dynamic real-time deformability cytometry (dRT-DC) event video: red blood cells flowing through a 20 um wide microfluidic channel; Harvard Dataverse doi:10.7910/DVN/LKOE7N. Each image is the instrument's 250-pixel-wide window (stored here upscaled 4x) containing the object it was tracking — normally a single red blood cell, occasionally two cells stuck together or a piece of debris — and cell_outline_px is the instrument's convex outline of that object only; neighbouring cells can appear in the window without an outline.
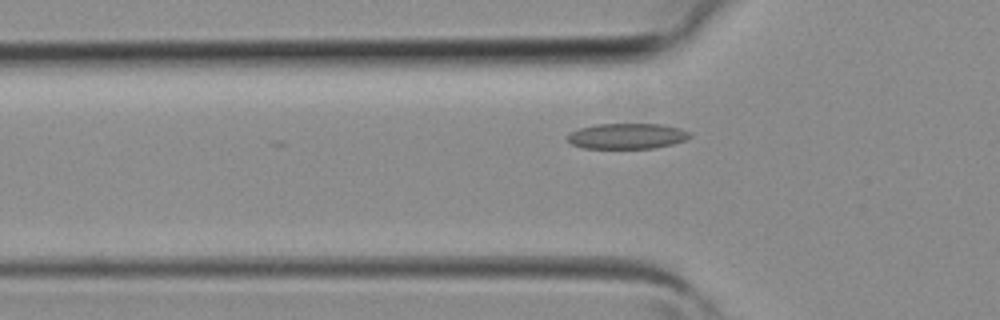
{"species": "common noctule bat (a hibernating species)", "species_latin": "Nyctalus noctula", "temperature_condition": "room temperature", "stored_images_in_passage": 3, "camera_frame_rate_fps": 3000, "um_per_image_px": 0.085, "animal": {"sex": "female", "body_mass_g": 19.3, "forearm_length_mm": 54.1}, "frame": {"image": 1, "passage_image": 3, "time_ms": 0.667, "image_size_px": [1000, 320], "cell_outline_px": [[692, 136], [684, 140], [672, 144], [652, 148], [584, 148], [572, 144], [568, 140], [568, 136], [572, 132], [580, 128], [596, 124], [660, 124], [680, 128], [692, 132]], "centroid_in_image_um": [53.34, 11.56], "position_along_channel_um": 72.5, "area_um2": 18.09}}